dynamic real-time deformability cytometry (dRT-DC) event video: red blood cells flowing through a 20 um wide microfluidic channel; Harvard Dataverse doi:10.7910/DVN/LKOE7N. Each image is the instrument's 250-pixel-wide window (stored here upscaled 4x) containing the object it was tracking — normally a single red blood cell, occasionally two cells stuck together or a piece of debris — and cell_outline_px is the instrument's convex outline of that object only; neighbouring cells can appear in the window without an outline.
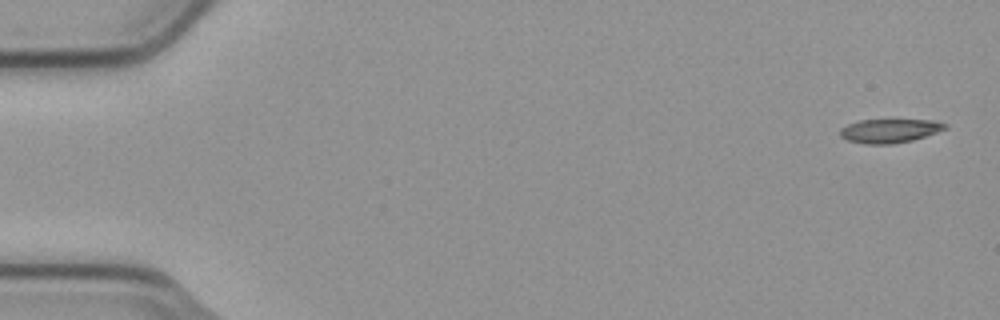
{"species": "common noctule bat (a hibernating species)", "species_latin": "Nyctalus noctula", "temperature_condition": "cold", "stored_images_in_passage": 5, "camera_frame_rate_fps": 3000, "um_per_image_px": 0.085, "animal": {"sex": "male", "body_mass_g": 23.1, "forearm_length_mm": 52.7}, "frame": {"image": 1, "passage_image": 1, "time_ms": 0.0, "image_size_px": [1000, 320], "cell_outline_px": [[948, 128], [912, 140], [892, 144], [864, 144], [848, 140], [840, 136], [840, 128], [848, 124], [860, 120], [936, 120], [948, 124]], "centroid_in_image_um": [75.62, 11.11], "position_along_channel_um": 9.4, "area_um2": 14.57}}
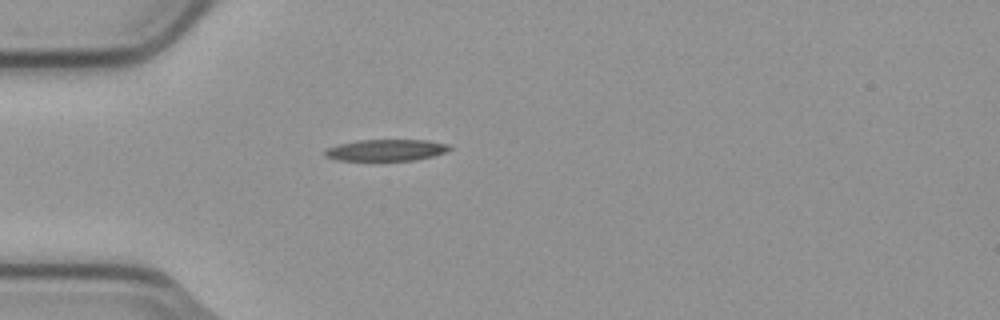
{"frame": {"image": 2, "passage_image": 5, "time_ms": 1.333, "image_size_px": [1000, 320], "cell_outline_px": [[452, 148], [444, 152], [432, 156], [416, 160], [336, 160], [324, 156], [324, 152], [328, 148], [340, 144], [360, 140], [428, 140], [448, 144]], "centroid_in_image_um": [32.83, 12.76], "position_along_channel_um": 52.2, "area_um2": 15.43}}